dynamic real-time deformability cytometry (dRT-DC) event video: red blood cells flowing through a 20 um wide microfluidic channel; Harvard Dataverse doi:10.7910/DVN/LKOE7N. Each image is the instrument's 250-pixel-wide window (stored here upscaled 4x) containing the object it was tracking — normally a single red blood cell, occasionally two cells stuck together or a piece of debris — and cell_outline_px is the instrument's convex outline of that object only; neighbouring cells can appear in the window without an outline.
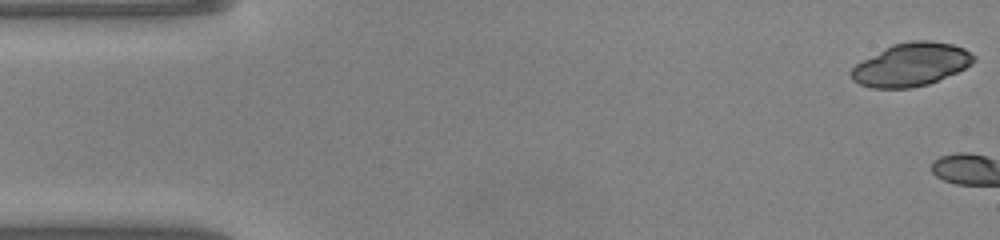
{"species": "common noctule bat (a hibernating species)", "species_latin": "Nyctalus noctula", "temperature_condition": "warm", "stored_images_in_passage": 3, "camera_frame_rate_fps": 3000, "um_per_image_px": 0.085, "animal": {"sex": "male", "body_mass_g": 20.0, "forearm_length_mm": 53.3}, "frame": {"image": 1, "passage_image": 1, "time_ms": 0.0, "image_size_px": [1000, 240], "cell_outline_px": [[976, 60], [972, 64], [956, 72], [928, 84], [912, 88], [872, 88], [860, 84], [852, 80], [848, 72], [856, 64], [884, 48], [892, 44], [912, 40], [928, 40], [952, 44], [964, 48], [976, 56]], "centroid_in_image_um": [77.44, 5.49], "position_along_channel_um": 7.6, "area_um2": 30.81}}